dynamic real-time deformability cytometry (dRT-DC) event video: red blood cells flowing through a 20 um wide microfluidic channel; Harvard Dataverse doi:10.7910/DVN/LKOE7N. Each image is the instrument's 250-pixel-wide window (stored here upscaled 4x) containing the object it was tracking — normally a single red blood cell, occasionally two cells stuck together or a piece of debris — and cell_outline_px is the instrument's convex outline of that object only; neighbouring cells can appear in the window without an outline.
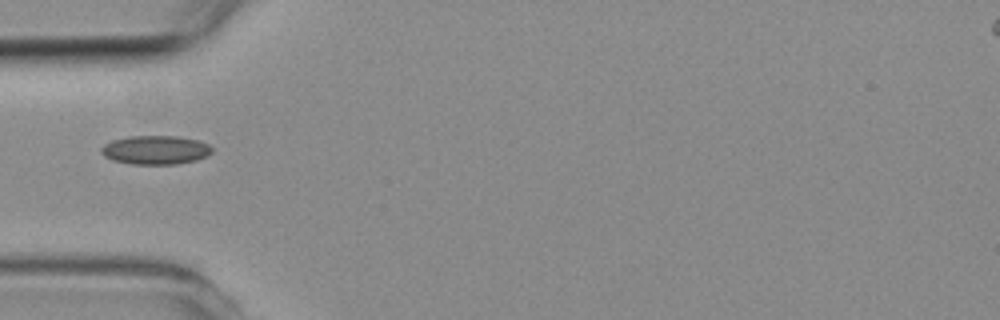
{"species": "common noctule bat (a hibernating species)", "species_latin": "Nyctalus noctula", "temperature_condition": "room temperature", "stored_images_in_passage": 4, "camera_frame_rate_fps": 3000, "um_per_image_px": 0.085, "animal": {"sex": "female", "body_mass_g": 19.3, "forearm_length_mm": 54.1}, "frame": {"image": 1, "passage_image": 4, "time_ms": 4.333, "image_size_px": [1000, 320], "cell_outline_px": [[212, 152], [208, 156], [196, 160], [176, 164], [132, 164], [112, 160], [104, 156], [100, 152], [100, 148], [104, 144], [112, 140], [132, 136], [176, 136], [196, 140], [208, 144], [212, 148]], "centroid_in_image_um": [13.2, 12.75], "position_along_channel_um": 71.8, "area_um2": 18.61}}